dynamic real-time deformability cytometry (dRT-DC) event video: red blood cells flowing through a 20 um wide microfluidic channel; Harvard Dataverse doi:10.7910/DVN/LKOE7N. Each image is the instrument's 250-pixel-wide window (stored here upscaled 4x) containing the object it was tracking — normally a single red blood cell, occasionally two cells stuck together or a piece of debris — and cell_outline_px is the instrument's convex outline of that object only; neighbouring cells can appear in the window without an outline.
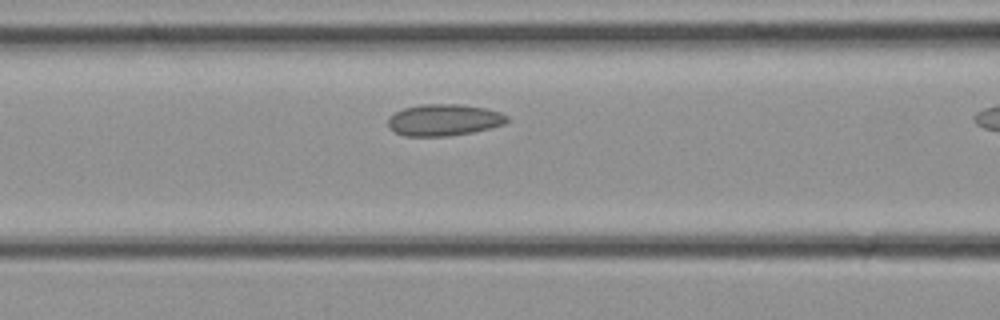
{"species": "common noctule bat (a hibernating species)", "species_latin": "Nyctalus noctula", "temperature_condition": "cold", "stored_images_in_passage": 5, "camera_frame_rate_fps": 3000, "um_per_image_px": 0.085, "animal": {"sex": "female", "body_mass_g": 21.9}, "frame": {"image": 1, "passage_image": 4, "time_ms": 1.0, "image_size_px": [1000, 320], "cell_outline_px": [[508, 120], [504, 124], [492, 128], [452, 136], [404, 136], [388, 128], [388, 116], [404, 108], [420, 104], [460, 104], [484, 108], [500, 112], [508, 116]], "centroid_in_image_um": [37.72, 10.2], "position_along_channel_um": 128.9, "area_um2": 22.08}}